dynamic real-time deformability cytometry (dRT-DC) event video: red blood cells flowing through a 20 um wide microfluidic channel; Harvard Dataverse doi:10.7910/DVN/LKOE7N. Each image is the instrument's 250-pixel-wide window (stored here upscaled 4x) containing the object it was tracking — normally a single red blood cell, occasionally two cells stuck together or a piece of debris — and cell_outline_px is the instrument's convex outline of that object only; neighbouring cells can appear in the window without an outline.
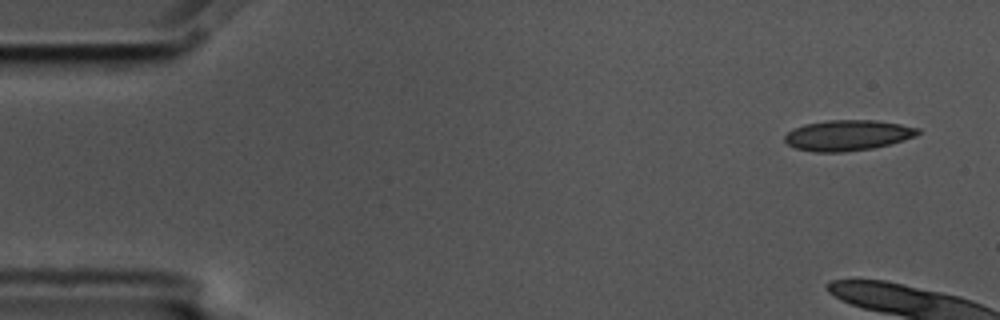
{"species": "common noctule bat (a hibernating species)", "species_latin": "Nyctalus noctula", "temperature_condition": "cold", "stored_images_in_passage": 3, "camera_frame_rate_fps": 3000, "um_per_image_px": 0.085, "animal": {"sex": "male", "body_mass_g": 17.5, "forearm_length_mm": 52.3}, "frame": {"image": 1, "passage_image": 1, "time_ms": 0.0, "image_size_px": [1000, 320], "cell_outline_px": [[920, 132], [916, 136], [904, 140], [872, 148], [844, 152], [812, 152], [796, 148], [788, 144], [784, 140], [784, 136], [792, 128], [804, 124], [828, 120], [876, 120], [900, 124], [920, 128]], "centroid_in_image_um": [72.04, 11.5], "position_along_channel_um": 13.0, "area_um2": 23.81}}